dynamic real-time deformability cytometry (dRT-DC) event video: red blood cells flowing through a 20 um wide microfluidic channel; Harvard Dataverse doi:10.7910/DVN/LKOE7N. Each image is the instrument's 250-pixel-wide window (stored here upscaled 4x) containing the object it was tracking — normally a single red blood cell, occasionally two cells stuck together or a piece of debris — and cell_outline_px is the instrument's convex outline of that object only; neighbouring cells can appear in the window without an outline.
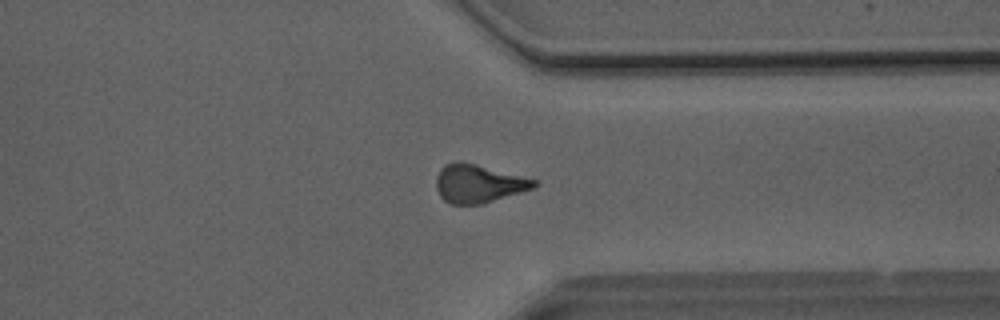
{"species": "Egyptian fruit bat (a non-hibernating species)", "species_latin": "Rousettus aegyptiacus", "temperature_condition": "room temperature", "stored_images_in_passage": 35, "camera_frame_rate_fps": 3000, "um_per_image_px": 0.085, "animal": {"sex": "male"}, "frame": {"image": 1, "passage_image": 24, "time_ms": 7.667, "image_size_px": [1000, 320], "cell_outline_px": [[540, 184], [532, 188], [520, 192], [480, 204], [448, 204], [440, 196], [436, 188], [436, 176], [440, 168], [444, 164], [476, 164], [540, 180]], "centroid_in_image_um": [40.69, 15.62], "position_along_channel_um": 370.7, "area_um2": 21.5}}
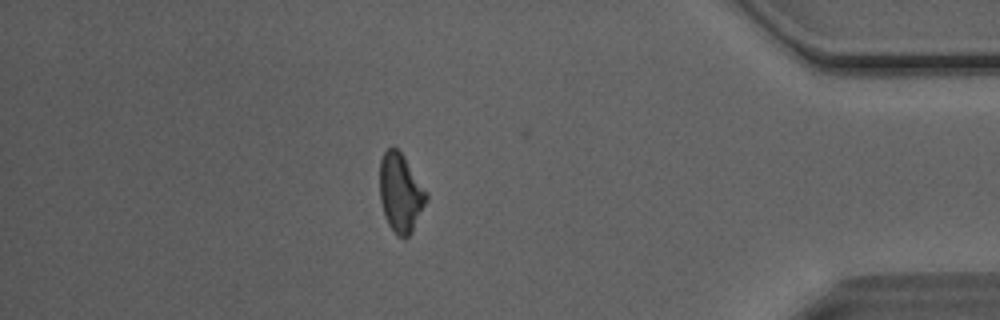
{"frame": {"image": 2, "passage_image": 29, "time_ms": 9.333, "image_size_px": [1000, 320], "cell_outline_px": [[428, 200], [412, 232], [404, 240], [396, 236], [388, 224], [384, 216], [380, 200], [380, 160], [384, 152], [392, 144], [404, 156], [428, 192]], "centroid_in_image_um": [34.06, 16.41], "position_along_channel_um": 401.1, "area_um2": 21.79}}